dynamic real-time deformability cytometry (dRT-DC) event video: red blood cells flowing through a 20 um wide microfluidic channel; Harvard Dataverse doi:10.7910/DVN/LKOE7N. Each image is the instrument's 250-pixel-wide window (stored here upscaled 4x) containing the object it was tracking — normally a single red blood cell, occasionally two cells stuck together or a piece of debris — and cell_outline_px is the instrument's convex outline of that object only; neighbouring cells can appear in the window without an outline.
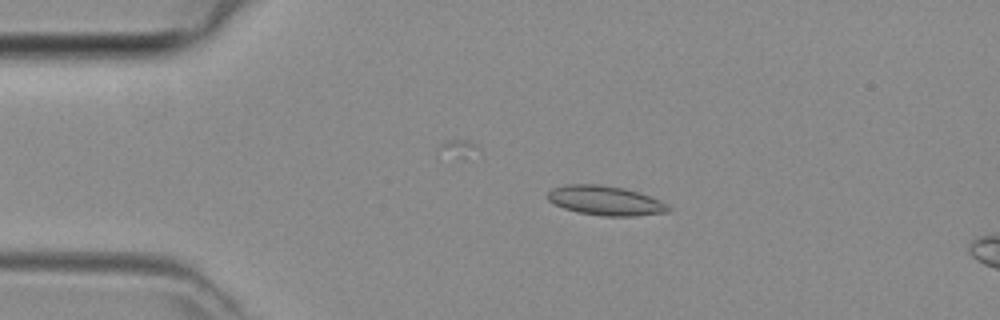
{"species": "common noctule bat (a hibernating species)", "species_latin": "Nyctalus noctula", "temperature_condition": "room temperature", "stored_images_in_passage": 47, "camera_frame_rate_fps": 3000, "um_per_image_px": 0.085, "animal": {"sex": "female", "body_mass_g": 29.2, "forearm_length_mm": 56.3}, "frame": {"image": 1, "passage_image": 9, "time_ms": 2.667, "image_size_px": [1000, 320], "cell_outline_px": [[672, 208], [668, 212], [632, 216], [604, 216], [576, 212], [564, 208], [548, 200], [548, 192], [552, 188], [564, 184], [600, 184], [624, 188], [660, 200], [668, 204]], "centroid_in_image_um": [51.45, 17.05], "position_along_channel_um": 33.5, "area_um2": 20.69}}
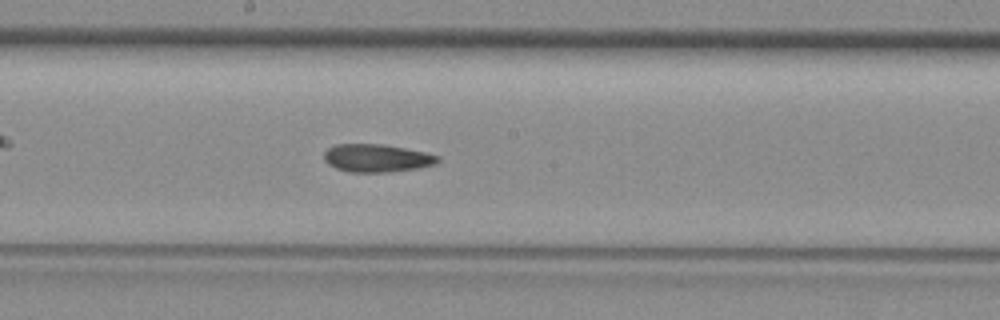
{"frame": {"image": 2, "passage_image": 24, "time_ms": 7.667, "image_size_px": [1000, 320], "cell_outline_px": [[440, 160], [436, 164], [420, 168], [388, 172], [352, 172], [336, 168], [328, 164], [324, 160], [324, 152], [328, 148], [336, 144], [384, 144], [424, 152], [440, 156]], "centroid_in_image_um": [32.04, 13.44], "position_along_channel_um": 216.2, "area_um2": 18.55}}
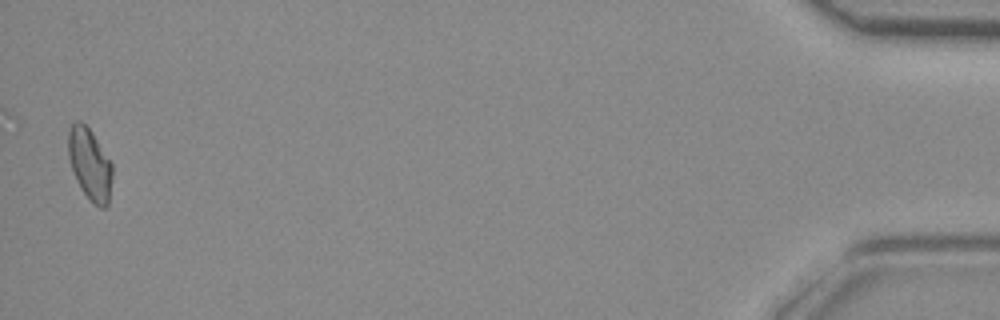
{"frame": {"image": 3, "passage_image": 45, "time_ms": 14.667, "image_size_px": [1000, 320], "cell_outline_px": [[112, 176], [108, 204], [104, 208], [100, 208], [80, 188], [76, 180], [68, 156], [68, 128], [76, 120], [80, 120], [92, 132], [112, 164]], "centroid_in_image_um": [7.62, 13.92], "position_along_channel_um": 427.6, "area_um2": 18.15}}